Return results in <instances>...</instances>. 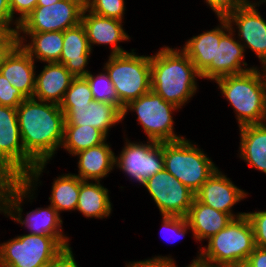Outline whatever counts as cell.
<instances>
[{
	"instance_id": "7c38bea8",
	"label": "cell",
	"mask_w": 266,
	"mask_h": 267,
	"mask_svg": "<svg viewBox=\"0 0 266 267\" xmlns=\"http://www.w3.org/2000/svg\"><path fill=\"white\" fill-rule=\"evenodd\" d=\"M84 8L85 0H59L52 5L36 6L17 32H64L81 23Z\"/></svg>"
},
{
	"instance_id": "5b68a950",
	"label": "cell",
	"mask_w": 266,
	"mask_h": 267,
	"mask_svg": "<svg viewBox=\"0 0 266 267\" xmlns=\"http://www.w3.org/2000/svg\"><path fill=\"white\" fill-rule=\"evenodd\" d=\"M182 110L174 104L165 101L160 95L152 90L136 100L131 101L124 107L122 134L128 133L127 120L128 115L136 116L135 121L140 130H143L146 140L157 142L176 141L186 137L180 132H176V115ZM130 113V114H129ZM175 116V117H174ZM126 126V127H124ZM180 133V134H178Z\"/></svg>"
},
{
	"instance_id": "484cf974",
	"label": "cell",
	"mask_w": 266,
	"mask_h": 267,
	"mask_svg": "<svg viewBox=\"0 0 266 267\" xmlns=\"http://www.w3.org/2000/svg\"><path fill=\"white\" fill-rule=\"evenodd\" d=\"M104 181H82L75 213H80L83 218L104 220L113 214L111 192Z\"/></svg>"
},
{
	"instance_id": "7a4b0ae2",
	"label": "cell",
	"mask_w": 266,
	"mask_h": 267,
	"mask_svg": "<svg viewBox=\"0 0 266 267\" xmlns=\"http://www.w3.org/2000/svg\"><path fill=\"white\" fill-rule=\"evenodd\" d=\"M155 50L151 54V90L183 111L199 93L200 73L178 45L164 44Z\"/></svg>"
},
{
	"instance_id": "4dcf8cb0",
	"label": "cell",
	"mask_w": 266,
	"mask_h": 267,
	"mask_svg": "<svg viewBox=\"0 0 266 267\" xmlns=\"http://www.w3.org/2000/svg\"><path fill=\"white\" fill-rule=\"evenodd\" d=\"M98 70L97 73L92 70L84 76L90 86L94 100L113 103L119 107V99L112 81L103 68Z\"/></svg>"
},
{
	"instance_id": "c3c4849f",
	"label": "cell",
	"mask_w": 266,
	"mask_h": 267,
	"mask_svg": "<svg viewBox=\"0 0 266 267\" xmlns=\"http://www.w3.org/2000/svg\"><path fill=\"white\" fill-rule=\"evenodd\" d=\"M59 0H37V6H48L56 3Z\"/></svg>"
},
{
	"instance_id": "ab89813d",
	"label": "cell",
	"mask_w": 266,
	"mask_h": 267,
	"mask_svg": "<svg viewBox=\"0 0 266 267\" xmlns=\"http://www.w3.org/2000/svg\"><path fill=\"white\" fill-rule=\"evenodd\" d=\"M73 247L65 248L55 259L50 261L46 267H81L76 260Z\"/></svg>"
},
{
	"instance_id": "9a60e30c",
	"label": "cell",
	"mask_w": 266,
	"mask_h": 267,
	"mask_svg": "<svg viewBox=\"0 0 266 267\" xmlns=\"http://www.w3.org/2000/svg\"><path fill=\"white\" fill-rule=\"evenodd\" d=\"M81 23L85 27L92 52H94L93 48L101 46L106 50L109 48V55L123 54L133 49L126 50L121 45V43L128 44L133 39L126 31L125 21L97 15L85 7Z\"/></svg>"
},
{
	"instance_id": "8d00e7d4",
	"label": "cell",
	"mask_w": 266,
	"mask_h": 267,
	"mask_svg": "<svg viewBox=\"0 0 266 267\" xmlns=\"http://www.w3.org/2000/svg\"><path fill=\"white\" fill-rule=\"evenodd\" d=\"M176 259L172 253L157 254L142 260L125 261L124 267H176L178 263Z\"/></svg>"
},
{
	"instance_id": "3957f363",
	"label": "cell",
	"mask_w": 266,
	"mask_h": 267,
	"mask_svg": "<svg viewBox=\"0 0 266 267\" xmlns=\"http://www.w3.org/2000/svg\"><path fill=\"white\" fill-rule=\"evenodd\" d=\"M51 163H37L27 174V183L20 189L9 207V220L21 226L24 232L32 235H49L55 237L65 248L71 247L72 238L64 231V217H61L57 210L50 204L36 207L31 211H25L26 205L36 202L38 192L44 185L41 178L46 173L47 165ZM41 188L38 190V187ZM29 203V204H28ZM25 205V206H24ZM68 233V234H67Z\"/></svg>"
},
{
	"instance_id": "6da1fadb",
	"label": "cell",
	"mask_w": 266,
	"mask_h": 267,
	"mask_svg": "<svg viewBox=\"0 0 266 267\" xmlns=\"http://www.w3.org/2000/svg\"><path fill=\"white\" fill-rule=\"evenodd\" d=\"M25 153L37 163H52L63 141L65 115L51 102L26 98L17 108Z\"/></svg>"
},
{
	"instance_id": "5bb4252c",
	"label": "cell",
	"mask_w": 266,
	"mask_h": 267,
	"mask_svg": "<svg viewBox=\"0 0 266 267\" xmlns=\"http://www.w3.org/2000/svg\"><path fill=\"white\" fill-rule=\"evenodd\" d=\"M224 171L219 167L195 193V198L215 210L229 214L233 219L244 216L246 210L240 212L234 208L252 195L237 186Z\"/></svg>"
},
{
	"instance_id": "ee69618b",
	"label": "cell",
	"mask_w": 266,
	"mask_h": 267,
	"mask_svg": "<svg viewBox=\"0 0 266 267\" xmlns=\"http://www.w3.org/2000/svg\"><path fill=\"white\" fill-rule=\"evenodd\" d=\"M176 267H180V266H178L177 264ZM182 267H219V266H216L214 263H211L209 261L202 259L200 256L199 257L193 256V259L191 260V262L189 264L187 263L186 265Z\"/></svg>"
},
{
	"instance_id": "f1b7e54d",
	"label": "cell",
	"mask_w": 266,
	"mask_h": 267,
	"mask_svg": "<svg viewBox=\"0 0 266 267\" xmlns=\"http://www.w3.org/2000/svg\"><path fill=\"white\" fill-rule=\"evenodd\" d=\"M108 139L101 130L89 125H65L60 150L72 157L76 153L102 144Z\"/></svg>"
},
{
	"instance_id": "277c9868",
	"label": "cell",
	"mask_w": 266,
	"mask_h": 267,
	"mask_svg": "<svg viewBox=\"0 0 266 267\" xmlns=\"http://www.w3.org/2000/svg\"><path fill=\"white\" fill-rule=\"evenodd\" d=\"M212 84L232 108L236 127L266 123V78L261 67L217 78Z\"/></svg>"
},
{
	"instance_id": "836d02e7",
	"label": "cell",
	"mask_w": 266,
	"mask_h": 267,
	"mask_svg": "<svg viewBox=\"0 0 266 267\" xmlns=\"http://www.w3.org/2000/svg\"><path fill=\"white\" fill-rule=\"evenodd\" d=\"M126 2L127 0H85V7L97 15L126 22Z\"/></svg>"
},
{
	"instance_id": "8fae6325",
	"label": "cell",
	"mask_w": 266,
	"mask_h": 267,
	"mask_svg": "<svg viewBox=\"0 0 266 267\" xmlns=\"http://www.w3.org/2000/svg\"><path fill=\"white\" fill-rule=\"evenodd\" d=\"M141 188L148 193L160 215L186 217L195 198V193L165 168Z\"/></svg>"
},
{
	"instance_id": "ffe728a7",
	"label": "cell",
	"mask_w": 266,
	"mask_h": 267,
	"mask_svg": "<svg viewBox=\"0 0 266 267\" xmlns=\"http://www.w3.org/2000/svg\"><path fill=\"white\" fill-rule=\"evenodd\" d=\"M92 50L82 23L63 32V47L59 63L63 64L74 77H84L92 69Z\"/></svg>"
},
{
	"instance_id": "e0dca14e",
	"label": "cell",
	"mask_w": 266,
	"mask_h": 267,
	"mask_svg": "<svg viewBox=\"0 0 266 267\" xmlns=\"http://www.w3.org/2000/svg\"><path fill=\"white\" fill-rule=\"evenodd\" d=\"M65 115V125H89L101 130L108 138L112 128L123 127L122 110L113 103L92 100L82 107H60Z\"/></svg>"
},
{
	"instance_id": "4fadbf2b",
	"label": "cell",
	"mask_w": 266,
	"mask_h": 267,
	"mask_svg": "<svg viewBox=\"0 0 266 267\" xmlns=\"http://www.w3.org/2000/svg\"><path fill=\"white\" fill-rule=\"evenodd\" d=\"M259 5L241 6L230 13L226 20L246 55L250 52L258 59L259 67L266 65V18Z\"/></svg>"
},
{
	"instance_id": "7bdbcfd3",
	"label": "cell",
	"mask_w": 266,
	"mask_h": 267,
	"mask_svg": "<svg viewBox=\"0 0 266 267\" xmlns=\"http://www.w3.org/2000/svg\"><path fill=\"white\" fill-rule=\"evenodd\" d=\"M0 24H18L10 11V0H0Z\"/></svg>"
},
{
	"instance_id": "52a82bcc",
	"label": "cell",
	"mask_w": 266,
	"mask_h": 267,
	"mask_svg": "<svg viewBox=\"0 0 266 267\" xmlns=\"http://www.w3.org/2000/svg\"><path fill=\"white\" fill-rule=\"evenodd\" d=\"M190 138L163 142L164 168L196 193L220 167Z\"/></svg>"
},
{
	"instance_id": "f6af8a7d",
	"label": "cell",
	"mask_w": 266,
	"mask_h": 267,
	"mask_svg": "<svg viewBox=\"0 0 266 267\" xmlns=\"http://www.w3.org/2000/svg\"><path fill=\"white\" fill-rule=\"evenodd\" d=\"M16 45H0V67L3 64L5 57Z\"/></svg>"
},
{
	"instance_id": "d590c367",
	"label": "cell",
	"mask_w": 266,
	"mask_h": 267,
	"mask_svg": "<svg viewBox=\"0 0 266 267\" xmlns=\"http://www.w3.org/2000/svg\"><path fill=\"white\" fill-rule=\"evenodd\" d=\"M26 98L0 73V105L17 108Z\"/></svg>"
},
{
	"instance_id": "74e56055",
	"label": "cell",
	"mask_w": 266,
	"mask_h": 267,
	"mask_svg": "<svg viewBox=\"0 0 266 267\" xmlns=\"http://www.w3.org/2000/svg\"><path fill=\"white\" fill-rule=\"evenodd\" d=\"M215 18H226L230 13L243 6L239 0H202Z\"/></svg>"
},
{
	"instance_id": "ba28073f",
	"label": "cell",
	"mask_w": 266,
	"mask_h": 267,
	"mask_svg": "<svg viewBox=\"0 0 266 267\" xmlns=\"http://www.w3.org/2000/svg\"><path fill=\"white\" fill-rule=\"evenodd\" d=\"M200 246V257L219 267H243L255 248L254 233L246 215L234 218Z\"/></svg>"
},
{
	"instance_id": "681fc988",
	"label": "cell",
	"mask_w": 266,
	"mask_h": 267,
	"mask_svg": "<svg viewBox=\"0 0 266 267\" xmlns=\"http://www.w3.org/2000/svg\"><path fill=\"white\" fill-rule=\"evenodd\" d=\"M263 72H264V75H265V78H266V65H264L263 67H261Z\"/></svg>"
},
{
	"instance_id": "30bf717a",
	"label": "cell",
	"mask_w": 266,
	"mask_h": 267,
	"mask_svg": "<svg viewBox=\"0 0 266 267\" xmlns=\"http://www.w3.org/2000/svg\"><path fill=\"white\" fill-rule=\"evenodd\" d=\"M64 249L53 236L24 232L0 240V267H46Z\"/></svg>"
},
{
	"instance_id": "44dd1931",
	"label": "cell",
	"mask_w": 266,
	"mask_h": 267,
	"mask_svg": "<svg viewBox=\"0 0 266 267\" xmlns=\"http://www.w3.org/2000/svg\"><path fill=\"white\" fill-rule=\"evenodd\" d=\"M106 141L97 146L82 150L71 158L77 161L75 173L83 181H103L109 178L115 171V148ZM113 171V172H112ZM106 178V179H105Z\"/></svg>"
},
{
	"instance_id": "603a6c76",
	"label": "cell",
	"mask_w": 266,
	"mask_h": 267,
	"mask_svg": "<svg viewBox=\"0 0 266 267\" xmlns=\"http://www.w3.org/2000/svg\"><path fill=\"white\" fill-rule=\"evenodd\" d=\"M37 63L18 43L5 57L0 73L25 98H32L35 89Z\"/></svg>"
},
{
	"instance_id": "9c48e42d",
	"label": "cell",
	"mask_w": 266,
	"mask_h": 267,
	"mask_svg": "<svg viewBox=\"0 0 266 267\" xmlns=\"http://www.w3.org/2000/svg\"><path fill=\"white\" fill-rule=\"evenodd\" d=\"M123 134V146L115 153V172L124 174L130 184L142 187L157 172L164 169L163 142L132 140ZM139 140V141H138ZM117 154V155H116ZM127 177V178H126Z\"/></svg>"
},
{
	"instance_id": "60d3db41",
	"label": "cell",
	"mask_w": 266,
	"mask_h": 267,
	"mask_svg": "<svg viewBox=\"0 0 266 267\" xmlns=\"http://www.w3.org/2000/svg\"><path fill=\"white\" fill-rule=\"evenodd\" d=\"M19 24H0V45H17Z\"/></svg>"
},
{
	"instance_id": "4316f807",
	"label": "cell",
	"mask_w": 266,
	"mask_h": 267,
	"mask_svg": "<svg viewBox=\"0 0 266 267\" xmlns=\"http://www.w3.org/2000/svg\"><path fill=\"white\" fill-rule=\"evenodd\" d=\"M18 43L36 63L58 62L63 47V31L17 32Z\"/></svg>"
},
{
	"instance_id": "e575fe53",
	"label": "cell",
	"mask_w": 266,
	"mask_h": 267,
	"mask_svg": "<svg viewBox=\"0 0 266 267\" xmlns=\"http://www.w3.org/2000/svg\"><path fill=\"white\" fill-rule=\"evenodd\" d=\"M246 216L253 229L255 246L266 249V210H246Z\"/></svg>"
},
{
	"instance_id": "d4e9b609",
	"label": "cell",
	"mask_w": 266,
	"mask_h": 267,
	"mask_svg": "<svg viewBox=\"0 0 266 267\" xmlns=\"http://www.w3.org/2000/svg\"><path fill=\"white\" fill-rule=\"evenodd\" d=\"M238 150L240 161L266 176V123L239 127Z\"/></svg>"
},
{
	"instance_id": "bcb514c9",
	"label": "cell",
	"mask_w": 266,
	"mask_h": 267,
	"mask_svg": "<svg viewBox=\"0 0 266 267\" xmlns=\"http://www.w3.org/2000/svg\"><path fill=\"white\" fill-rule=\"evenodd\" d=\"M243 6L259 5L262 7L266 5V0H239Z\"/></svg>"
},
{
	"instance_id": "b9f144b4",
	"label": "cell",
	"mask_w": 266,
	"mask_h": 267,
	"mask_svg": "<svg viewBox=\"0 0 266 267\" xmlns=\"http://www.w3.org/2000/svg\"><path fill=\"white\" fill-rule=\"evenodd\" d=\"M243 267H266V249L255 246Z\"/></svg>"
},
{
	"instance_id": "d6a6232c",
	"label": "cell",
	"mask_w": 266,
	"mask_h": 267,
	"mask_svg": "<svg viewBox=\"0 0 266 267\" xmlns=\"http://www.w3.org/2000/svg\"><path fill=\"white\" fill-rule=\"evenodd\" d=\"M94 100L90 86L84 77H75L65 92L60 107L87 106Z\"/></svg>"
},
{
	"instance_id": "f35d334b",
	"label": "cell",
	"mask_w": 266,
	"mask_h": 267,
	"mask_svg": "<svg viewBox=\"0 0 266 267\" xmlns=\"http://www.w3.org/2000/svg\"><path fill=\"white\" fill-rule=\"evenodd\" d=\"M37 6V0H10L13 19L20 25Z\"/></svg>"
},
{
	"instance_id": "8992f818",
	"label": "cell",
	"mask_w": 266,
	"mask_h": 267,
	"mask_svg": "<svg viewBox=\"0 0 266 267\" xmlns=\"http://www.w3.org/2000/svg\"><path fill=\"white\" fill-rule=\"evenodd\" d=\"M138 48L123 54L107 55L102 67L112 81L123 111L131 101L151 90V54ZM147 54V55H146Z\"/></svg>"
},
{
	"instance_id": "cb8c5ba5",
	"label": "cell",
	"mask_w": 266,
	"mask_h": 267,
	"mask_svg": "<svg viewBox=\"0 0 266 267\" xmlns=\"http://www.w3.org/2000/svg\"><path fill=\"white\" fill-rule=\"evenodd\" d=\"M186 218L193 231L194 242L198 245L196 257L200 256V246L211 236L224 229L233 219L229 214L215 210L199 202L196 198H194Z\"/></svg>"
},
{
	"instance_id": "7dc6e473",
	"label": "cell",
	"mask_w": 266,
	"mask_h": 267,
	"mask_svg": "<svg viewBox=\"0 0 266 267\" xmlns=\"http://www.w3.org/2000/svg\"><path fill=\"white\" fill-rule=\"evenodd\" d=\"M0 214L4 218H9V208L0 200Z\"/></svg>"
},
{
	"instance_id": "83f0119b",
	"label": "cell",
	"mask_w": 266,
	"mask_h": 267,
	"mask_svg": "<svg viewBox=\"0 0 266 267\" xmlns=\"http://www.w3.org/2000/svg\"><path fill=\"white\" fill-rule=\"evenodd\" d=\"M67 172L58 173V176L52 179L51 193L47 201L57 210L61 217L63 216L62 213L70 212L71 214L76 211L80 184L83 181L72 172Z\"/></svg>"
},
{
	"instance_id": "7402d4cb",
	"label": "cell",
	"mask_w": 266,
	"mask_h": 267,
	"mask_svg": "<svg viewBox=\"0 0 266 267\" xmlns=\"http://www.w3.org/2000/svg\"><path fill=\"white\" fill-rule=\"evenodd\" d=\"M41 64L42 66L37 65L35 89L32 98L59 105L75 77L59 62ZM39 66L40 69L38 68Z\"/></svg>"
},
{
	"instance_id": "1f68e13d",
	"label": "cell",
	"mask_w": 266,
	"mask_h": 267,
	"mask_svg": "<svg viewBox=\"0 0 266 267\" xmlns=\"http://www.w3.org/2000/svg\"><path fill=\"white\" fill-rule=\"evenodd\" d=\"M159 218L161 225L158 234L164 243L176 244L190 233V237L194 239L193 231L186 217L160 215Z\"/></svg>"
},
{
	"instance_id": "ac0fdd59",
	"label": "cell",
	"mask_w": 266,
	"mask_h": 267,
	"mask_svg": "<svg viewBox=\"0 0 266 267\" xmlns=\"http://www.w3.org/2000/svg\"><path fill=\"white\" fill-rule=\"evenodd\" d=\"M0 158L12 161L28 174L36 163L25 153L17 110L0 105Z\"/></svg>"
},
{
	"instance_id": "d6986e66",
	"label": "cell",
	"mask_w": 266,
	"mask_h": 267,
	"mask_svg": "<svg viewBox=\"0 0 266 267\" xmlns=\"http://www.w3.org/2000/svg\"><path fill=\"white\" fill-rule=\"evenodd\" d=\"M217 23L212 28L202 29L201 33H195L187 37L179 48L190 58L196 70L201 74L211 62H216L217 43L230 29L226 18H217Z\"/></svg>"
},
{
	"instance_id": "f546056e",
	"label": "cell",
	"mask_w": 266,
	"mask_h": 267,
	"mask_svg": "<svg viewBox=\"0 0 266 267\" xmlns=\"http://www.w3.org/2000/svg\"><path fill=\"white\" fill-rule=\"evenodd\" d=\"M27 183V174L10 160L0 158V200L9 208L20 189Z\"/></svg>"
},
{
	"instance_id": "2e32d148",
	"label": "cell",
	"mask_w": 266,
	"mask_h": 267,
	"mask_svg": "<svg viewBox=\"0 0 266 267\" xmlns=\"http://www.w3.org/2000/svg\"><path fill=\"white\" fill-rule=\"evenodd\" d=\"M243 45L237 40L235 33L229 29L217 43L216 62L211 64L200 74L201 79L213 82L226 75H237L259 67L246 61ZM250 64V65H249Z\"/></svg>"
}]
</instances>
